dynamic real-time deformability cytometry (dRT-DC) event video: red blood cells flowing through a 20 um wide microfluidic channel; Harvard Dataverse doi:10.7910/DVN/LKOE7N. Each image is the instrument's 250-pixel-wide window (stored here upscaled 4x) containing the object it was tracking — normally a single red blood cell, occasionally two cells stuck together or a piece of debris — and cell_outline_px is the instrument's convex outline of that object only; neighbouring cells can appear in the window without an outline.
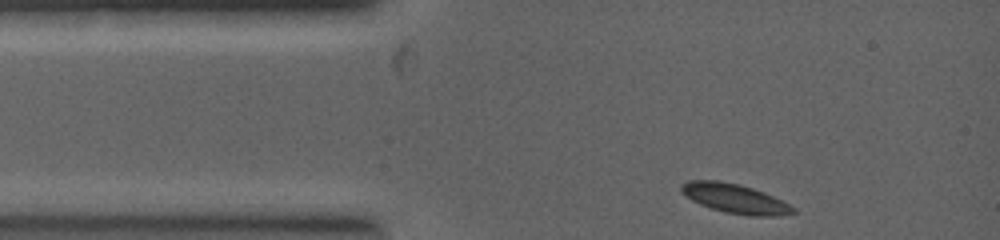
{"species": "common noctule bat (a hibernating species)", "species_latin": "Nyctalus noctula", "temperature_condition": "warm", "stored_images_in_passage": 10, "camera_frame_rate_fps": 5000, "um_per_image_px": 0.085, "animal": {"sex": "female", "body_mass_g": 19.0, "forearm_length_mm": 53.3}, "frame": {"image": 1, "passage_image": 1, "time_ms": 0.0, "image_size_px": [1000, 240], "cell_outline_px": [[796, 212], [780, 216], [748, 216], [724, 212], [700, 204], [684, 196], [680, 192], [680, 184], [688, 180], [720, 180], [740, 184], [764, 192], [796, 208]], "centroid_in_image_um": [62.43, 16.87], "position_along_channel_um": 22.6, "area_um2": 19.31}}
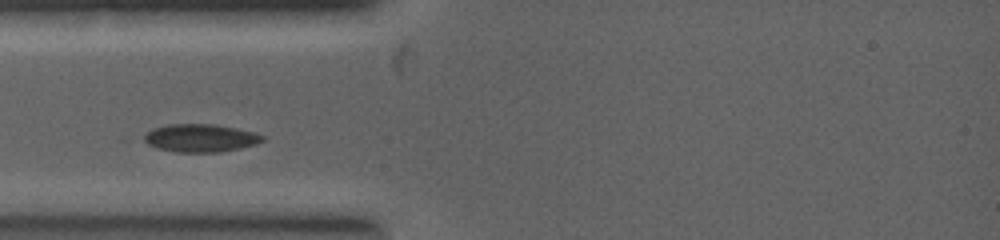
{"frame": {"image": 2, "passage_image": 4, "time_ms": 1.2, "image_size_px": [1000, 240], "cell_outline_px": [[264, 140], [256, 144], [240, 148], [220, 152], [176, 152], [156, 148], [140, 140], [140, 136], [152, 128], [168, 124], [216, 124], [236, 128], [252, 132], [264, 136]], "centroid_in_image_um": [16.96, 11.73], "position_along_channel_um": 68.0, "area_um2": 19.54}}